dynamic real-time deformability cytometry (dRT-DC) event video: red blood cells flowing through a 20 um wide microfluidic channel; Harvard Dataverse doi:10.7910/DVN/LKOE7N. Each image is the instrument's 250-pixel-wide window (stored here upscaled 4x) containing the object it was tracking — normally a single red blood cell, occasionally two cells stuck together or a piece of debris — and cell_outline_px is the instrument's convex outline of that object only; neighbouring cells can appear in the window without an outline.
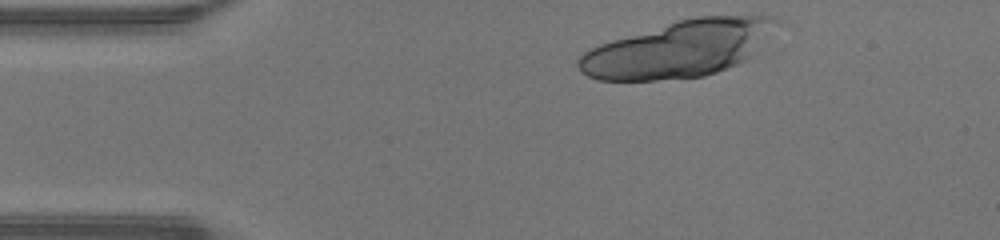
{"species": "human", "species_latin": "Homo sapiens", "temperature_condition": "warm", "stored_images_in_passage": 13, "camera_frame_rate_fps": 3000, "um_per_image_px": 0.085, "donor": {"sex": "male"}, "frame": {"image": 1, "passage_image": 1, "time_ms": 0.0, "image_size_px": [1000, 240], "cell_outline_px": [[780, 20], [748, 56], [744, 60], [736, 64], [716, 72], [704, 76], [656, 80], [600, 80], [588, 76], [580, 72], [576, 64], [576, 60], [584, 52], [600, 44], [612, 40], [676, 20], [696, 16], [776, 16]], "centroid_in_image_um": [57.6, 4.16], "position_along_channel_um": 27.4, "area_um2": 64.04}}
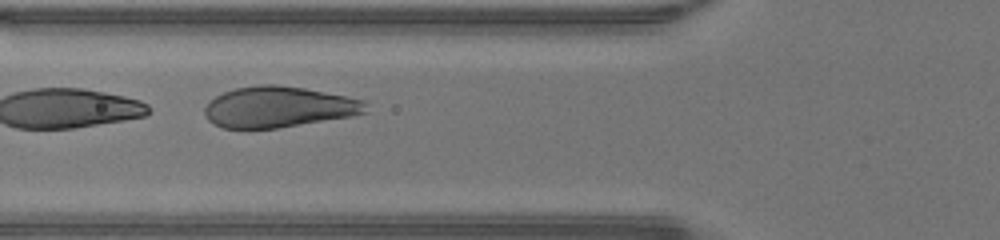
{"frame": {"image": 2, "passage_image": 11, "time_ms": 3.333, "image_size_px": [1000, 240], "cell_outline_px": [[368, 112], [352, 116], [276, 128], [224, 128], [208, 120], [204, 112], [204, 108], [216, 96], [224, 92], [236, 88], [260, 84], [276, 84], [304, 88], [364, 100]], "centroid_in_image_um": [23.69, 9.09], "position_along_channel_um": 102.1, "area_um2": 38.03}}